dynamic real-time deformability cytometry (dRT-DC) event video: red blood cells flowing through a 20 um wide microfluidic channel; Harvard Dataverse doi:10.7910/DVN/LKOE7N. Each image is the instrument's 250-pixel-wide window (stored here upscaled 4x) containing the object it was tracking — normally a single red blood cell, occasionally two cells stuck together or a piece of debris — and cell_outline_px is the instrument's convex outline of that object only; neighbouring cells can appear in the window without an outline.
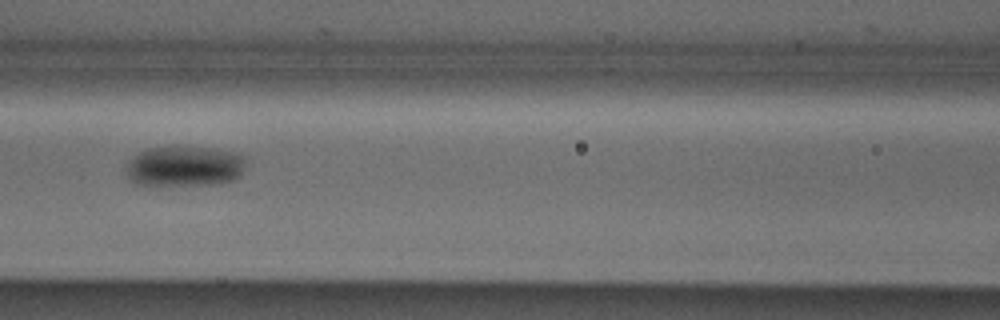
{"species": "Egyptian fruit bat (a non-hibernating species)", "species_latin": "Rousettus aegyptiacus", "temperature_condition": "cold", "stored_images_in_passage": 6, "camera_frame_rate_fps": 3000, "um_per_image_px": 0.085, "animal": {"sex": "male"}, "frame": {"image": 1, "passage_image": 6, "time_ms": 1.667, "image_size_px": [1000, 320], "cell_outline_px": [[244, 164], [240, 176], [236, 180], [220, 184], [136, 184], [128, 180], [124, 168], [128, 160], [136, 152], [148, 148], [168, 144], [180, 144], [216, 148], [236, 152], [244, 156]], "centroid_in_image_um": [15.64, 14.07], "position_along_channel_um": 151.0, "area_um2": 29.42}}